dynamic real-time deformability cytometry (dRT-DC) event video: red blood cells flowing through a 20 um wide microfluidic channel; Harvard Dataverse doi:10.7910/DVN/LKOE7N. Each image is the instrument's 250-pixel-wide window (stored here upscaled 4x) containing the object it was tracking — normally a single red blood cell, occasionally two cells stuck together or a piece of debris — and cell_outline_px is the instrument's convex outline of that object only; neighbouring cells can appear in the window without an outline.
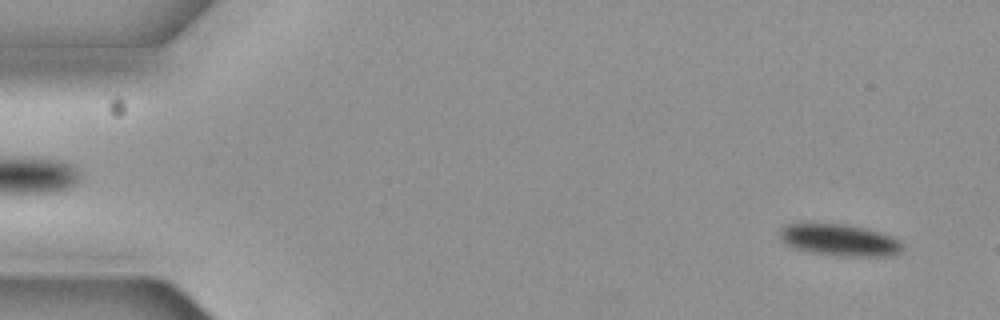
{"species": "common noctule bat (a hibernating species)", "species_latin": "Nyctalus noctula", "temperature_condition": "cold", "stored_images_in_passage": 3, "camera_frame_rate_fps": 3000, "um_per_image_px": 0.085, "animal": {"sex": "female", "body_mass_g": 19.3, "forearm_length_mm": 54.1}, "frame": {"image": 1, "passage_image": 1, "time_ms": 0.0, "image_size_px": [1000, 320], "cell_outline_px": [[900, 252], [884, 256], [844, 256], [812, 252], [796, 248], [788, 244], [780, 236], [780, 228], [788, 224], [804, 220], [812, 220], [844, 224], [864, 228], [888, 236], [896, 240], [900, 244]], "centroid_in_image_um": [71.22, 20.34], "position_along_channel_um": 13.8, "area_um2": 22.66}}